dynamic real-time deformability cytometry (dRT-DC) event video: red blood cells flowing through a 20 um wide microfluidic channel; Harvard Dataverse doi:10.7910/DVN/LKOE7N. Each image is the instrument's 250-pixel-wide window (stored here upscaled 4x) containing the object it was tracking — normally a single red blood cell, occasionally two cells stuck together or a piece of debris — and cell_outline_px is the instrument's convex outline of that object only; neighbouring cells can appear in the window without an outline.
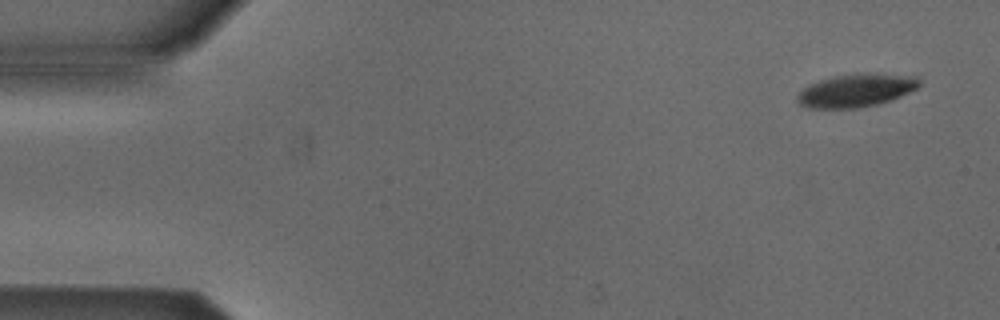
{"species": "Egyptian fruit bat (a non-hibernating species)", "species_latin": "Rousettus aegyptiacus", "temperature_condition": "cold", "stored_images_in_passage": 5, "camera_frame_rate_fps": 3000, "um_per_image_px": 0.085, "animal": {"sex": "male"}, "frame": {"image": 1, "passage_image": 1, "time_ms": 0.0, "image_size_px": [1000, 320], "cell_outline_px": [[920, 84], [916, 88], [900, 96], [876, 104], [856, 108], [808, 108], [800, 104], [796, 100], [796, 96], [808, 84], [820, 80], [836, 76], [868, 72], [916, 76], [920, 80]], "centroid_in_image_um": [72.75, 7.67], "position_along_channel_um": 12.2, "area_um2": 23.35}}
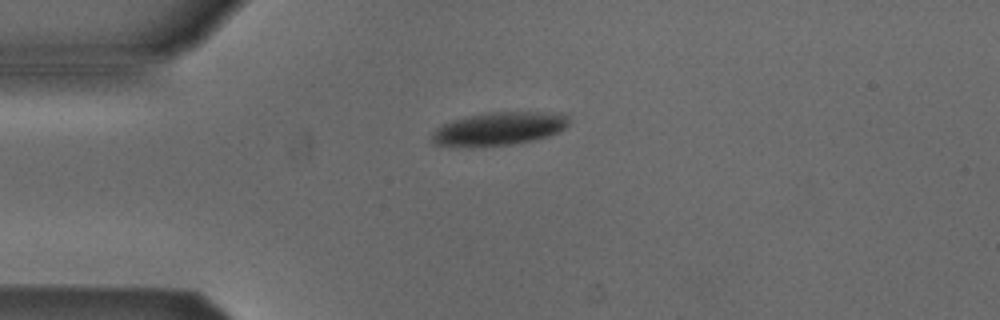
{"frame": {"image": 2, "passage_image": 3, "time_ms": 3.333, "image_size_px": [1000, 320], "cell_outline_px": [[568, 124], [560, 132], [548, 136], [532, 140], [512, 144], [468, 148], [432, 144], [432, 132], [436, 128], [452, 120], [468, 116], [492, 112], [564, 112], [568, 116]], "centroid_in_image_um": [42.4, 10.95], "position_along_channel_um": 42.6, "area_um2": 26.82}}
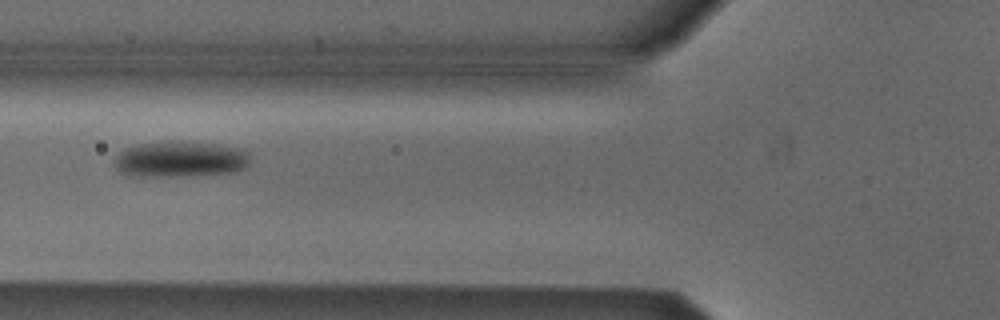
{"frame": {"image": 3, "passage_image": 5, "time_ms": 5.667, "image_size_px": [1000, 320], "cell_outline_px": [[252, 160], [248, 168], [236, 172], [184, 176], [128, 176], [116, 172], [112, 164], [112, 160], [124, 148], [136, 144], [160, 140], [172, 140], [216, 144], [244, 148], [248, 152]], "centroid_in_image_um": [15.3, 13.52], "position_along_channel_um": 110.5, "area_um2": 29.71}}